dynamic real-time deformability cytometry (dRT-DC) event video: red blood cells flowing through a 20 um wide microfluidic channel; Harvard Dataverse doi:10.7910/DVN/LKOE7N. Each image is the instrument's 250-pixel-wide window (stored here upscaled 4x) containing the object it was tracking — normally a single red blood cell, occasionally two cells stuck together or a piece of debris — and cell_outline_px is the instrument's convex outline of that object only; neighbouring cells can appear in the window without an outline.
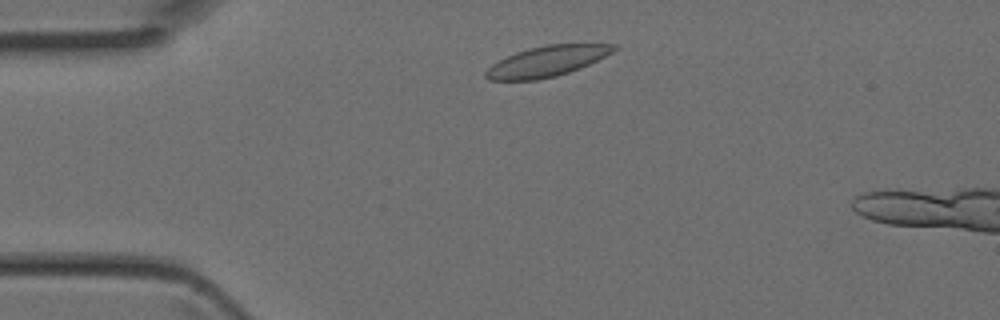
{"species": "Egyptian fruit bat (a non-hibernating species)", "species_latin": "Rousettus aegyptiacus", "temperature_condition": "room temperature", "stored_images_in_passage": 36, "camera_frame_rate_fps": 3000, "um_per_image_px": 0.085, "animal": {"sex": "female"}, "frame": {"image": 1, "passage_image": 4, "time_ms": 1.0, "image_size_px": [1000, 320], "cell_outline_px": [[616, 48], [612, 52], [580, 68], [556, 76], [536, 80], [488, 80], [484, 76], [484, 72], [492, 64], [516, 52], [528, 48], [548, 44], [616, 44]], "centroid_in_image_um": [46.45, 5.21], "position_along_channel_um": 38.6, "area_um2": 22.48}}
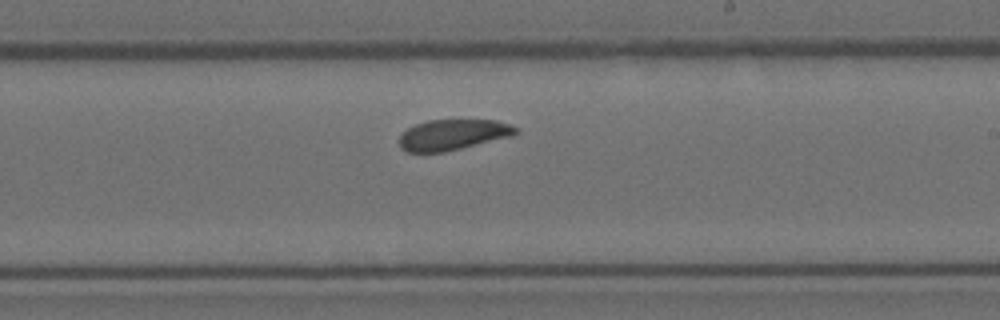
{"frame": {"image": 2, "passage_image": 20, "time_ms": 6.333, "image_size_px": [1000, 320], "cell_outline_px": [[520, 132], [512, 136], [444, 152], [408, 152], [400, 148], [400, 136], [408, 128], [416, 124], [428, 120], [496, 120], [520, 128]], "centroid_in_image_um": [38.53, 11.45], "position_along_channel_um": 250.5, "area_um2": 20.75}}
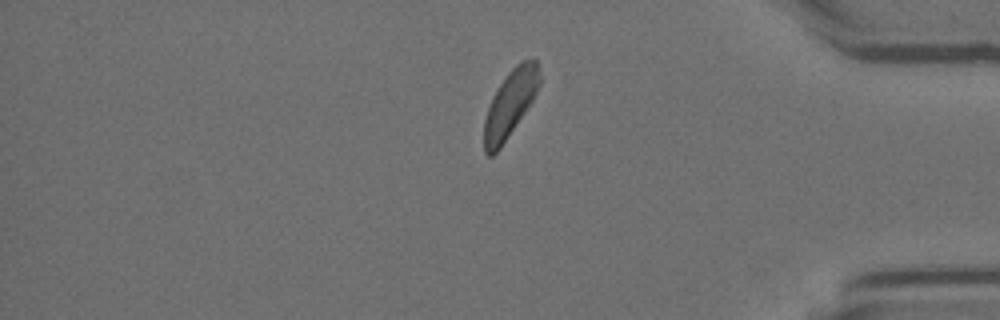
{"frame": {"image": 3, "passage_image": 31, "time_ms": 10.0, "image_size_px": [1000, 320], "cell_outline_px": [[540, 84], [532, 100], [500, 148], [492, 156], [488, 156], [484, 152], [484, 120], [492, 96], [508, 72], [520, 60], [536, 60], [540, 76]], "centroid_in_image_um": [43.34, 8.81], "position_along_channel_um": 391.9, "area_um2": 21.15}}